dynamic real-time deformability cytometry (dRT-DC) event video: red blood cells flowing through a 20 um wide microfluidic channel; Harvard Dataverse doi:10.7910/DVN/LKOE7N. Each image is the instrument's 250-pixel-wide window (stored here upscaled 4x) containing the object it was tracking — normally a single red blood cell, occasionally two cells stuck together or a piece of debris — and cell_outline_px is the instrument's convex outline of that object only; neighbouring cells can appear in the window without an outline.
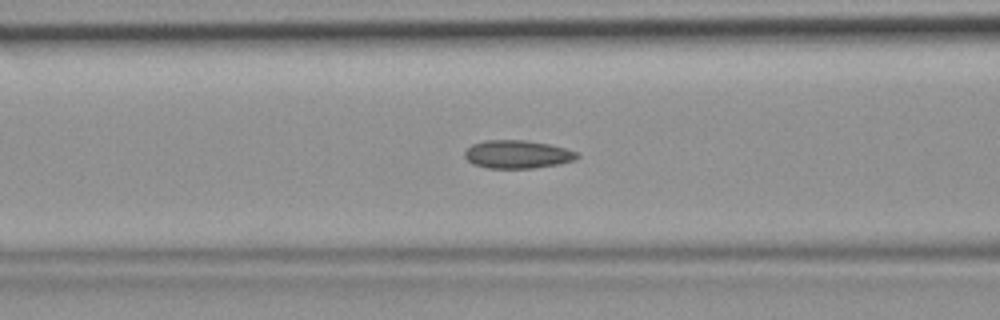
{"species": "common noctule bat (a hibernating species)", "species_latin": "Nyctalus noctula", "temperature_condition": "room temperature", "stored_images_in_passage": 46, "camera_frame_rate_fps": 3000, "um_per_image_px": 0.085, "animal": {"sex": "female", "body_mass_g": 19.9}, "frame": {"image": 1, "passage_image": 18, "time_ms": 5.667, "image_size_px": [1000, 320], "cell_outline_px": [[580, 156], [576, 160], [556, 164], [532, 168], [488, 168], [472, 164], [464, 156], [464, 152], [472, 144], [484, 140], [524, 140], [548, 144], [564, 148], [576, 152]], "centroid_in_image_um": [43.95, 13.11], "position_along_channel_um": 122.7, "area_um2": 18.32}}
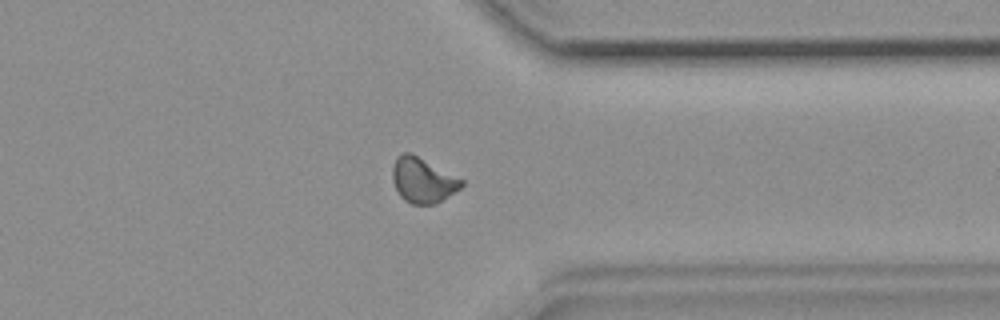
{"frame": {"image": 2, "passage_image": 36, "time_ms": 11.667, "image_size_px": [1000, 320], "cell_outline_px": [[464, 184], [460, 188], [436, 204], [412, 204], [404, 200], [400, 196], [392, 180], [392, 168], [396, 156], [400, 152], [412, 152], [464, 180]], "centroid_in_image_um": [35.91, 15.29], "position_along_channel_um": 375.5, "area_um2": 18.32}}
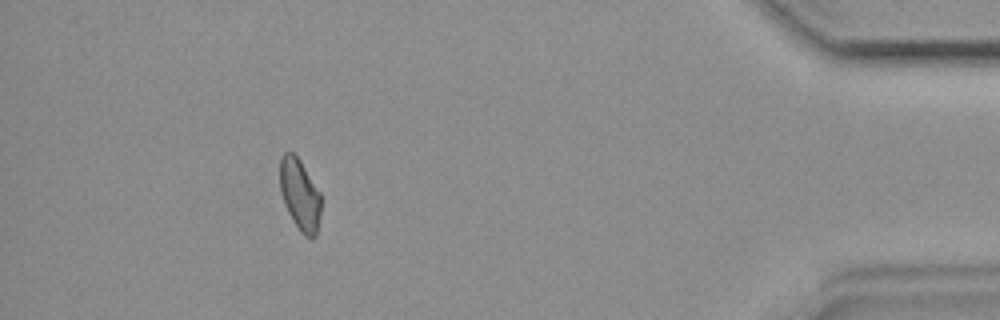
{"frame": {"image": 3, "passage_image": 42, "time_ms": 13.667, "image_size_px": [1000, 320], "cell_outline_px": [[320, 212], [316, 236], [312, 240], [304, 236], [300, 232], [292, 220], [284, 204], [280, 192], [280, 156], [284, 152], [292, 152], [300, 160], [320, 192]], "centroid_in_image_um": [25.47, 16.57], "position_along_channel_um": 409.7, "area_um2": 17.22}}